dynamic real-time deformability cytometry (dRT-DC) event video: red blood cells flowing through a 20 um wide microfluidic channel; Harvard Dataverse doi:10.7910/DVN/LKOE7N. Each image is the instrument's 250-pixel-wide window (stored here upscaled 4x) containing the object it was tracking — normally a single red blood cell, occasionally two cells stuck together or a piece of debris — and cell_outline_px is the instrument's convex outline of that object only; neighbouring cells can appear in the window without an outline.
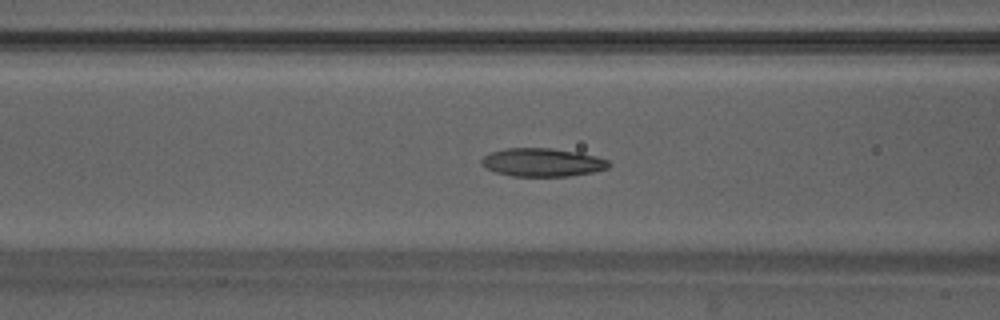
{"species": "Egyptian fruit bat (a non-hibernating species)", "species_latin": "Rousettus aegyptiacus", "temperature_condition": "warm", "stored_images_in_passage": 49, "camera_frame_rate_fps": 3000, "um_per_image_px": 0.085, "animal": {"sex": "male"}, "frame": {"image": 1, "passage_image": 20, "time_ms": 6.333, "image_size_px": [1000, 320], "cell_outline_px": [[612, 164], [608, 168], [592, 172], [568, 176], [512, 176], [496, 172], [484, 168], [480, 164], [480, 160], [484, 156], [492, 152], [508, 148], [552, 148], [576, 152], [596, 156], [608, 160]], "centroid_in_image_um": [46.09, 13.8], "position_along_channel_um": 120.5, "area_um2": 20.98}}
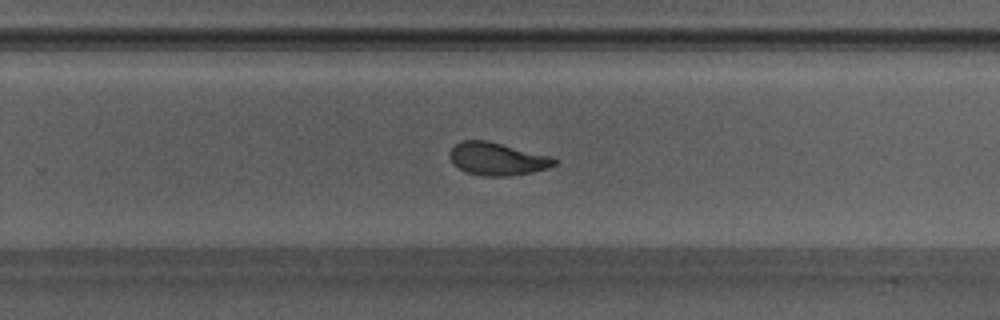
{"frame": {"image": 2, "passage_image": 32, "time_ms": 10.333, "image_size_px": [1000, 320], "cell_outline_px": [[556, 164], [548, 168], [532, 172], [508, 176], [484, 176], [468, 172], [460, 168], [448, 156], [448, 152], [456, 144], [464, 140], [488, 140], [552, 156], [556, 160]], "centroid_in_image_um": [42.29, 13.49], "position_along_channel_um": 287.5, "area_um2": 19.88}}
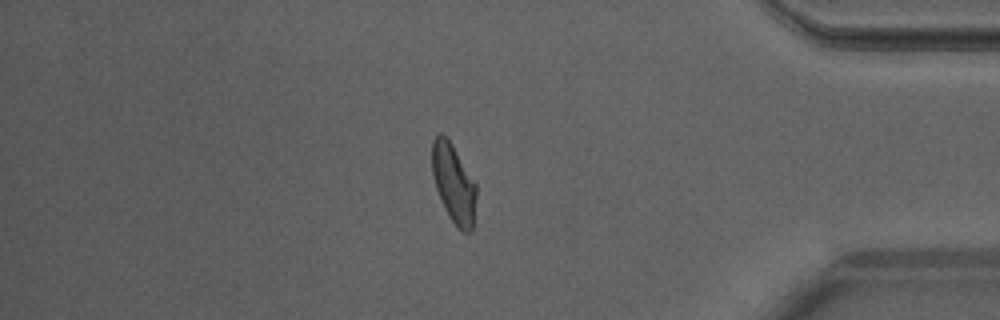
{"frame": {"image": 3, "passage_image": 42, "time_ms": 13.667, "image_size_px": [1000, 320], "cell_outline_px": [[476, 196], [472, 232], [460, 232], [456, 228], [448, 216], [444, 208], [436, 188], [432, 176], [432, 140], [440, 132], [448, 136], [476, 184]], "centroid_in_image_um": [38.55, 15.59], "position_along_channel_um": 396.7, "area_um2": 20.63}, "authors_computed_cell_mechanics": {"area_um2": 20.6346, "velocity_mm_per_s": 4.1897, "shape_relaxation_time_tau1_ms": 3.1918, "shape_relaxation_time_tau2_ms": 2.1026, "deformation_change_tau1": 0.1838, "deformation_change_tau2": 0.0882}}